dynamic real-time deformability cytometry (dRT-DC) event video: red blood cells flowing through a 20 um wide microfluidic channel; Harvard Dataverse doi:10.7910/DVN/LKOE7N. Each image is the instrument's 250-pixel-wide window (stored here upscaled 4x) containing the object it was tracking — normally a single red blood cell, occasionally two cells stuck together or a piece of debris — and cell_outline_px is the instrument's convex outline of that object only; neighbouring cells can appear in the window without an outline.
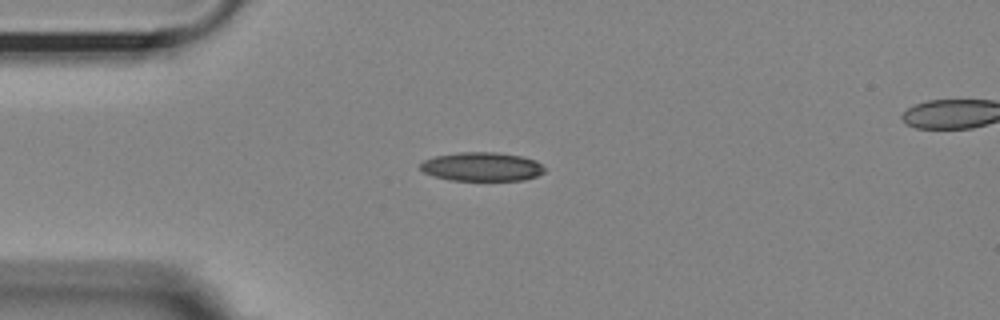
{"species": "Egyptian fruit bat (a non-hibernating species)", "species_latin": "Rousettus aegyptiacus", "temperature_condition": "room temperature", "stored_images_in_passage": 34, "camera_frame_rate_fps": 3000, "um_per_image_px": 0.085, "animal": {"sex": "female"}, "frame": {"image": 1, "passage_image": 1, "time_ms": 0.0, "image_size_px": [1000, 320], "cell_outline_px": [[544, 172], [536, 176], [524, 180], [452, 180], [436, 176], [424, 172], [420, 168], [420, 164], [424, 160], [436, 156], [460, 152], [496, 152], [520, 156], [536, 160], [544, 168]], "centroid_in_image_um": [40.97, 14.16], "position_along_channel_um": 44.0, "area_um2": 20.63}}
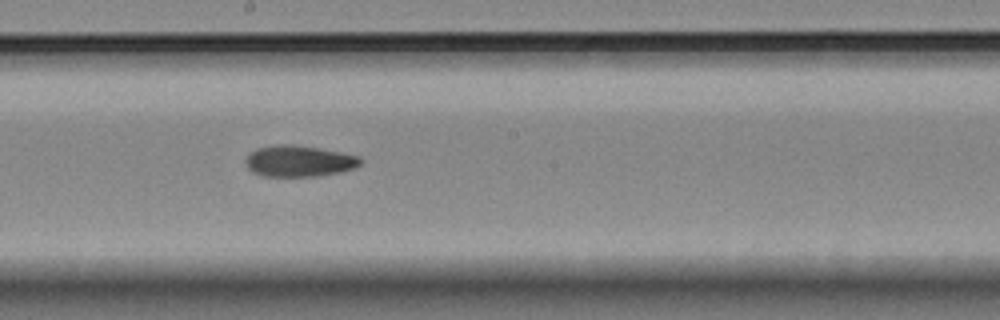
{"frame": {"image": 2, "passage_image": 17, "time_ms": 5.333, "image_size_px": [1000, 320], "cell_outline_px": [[364, 160], [356, 168], [340, 172], [316, 176], [264, 176], [252, 172], [248, 168], [244, 160], [256, 148], [276, 144], [292, 144], [340, 152], [360, 156]], "centroid_in_image_um": [25.43, 13.69], "position_along_channel_um": 222.8, "area_um2": 20.92}}
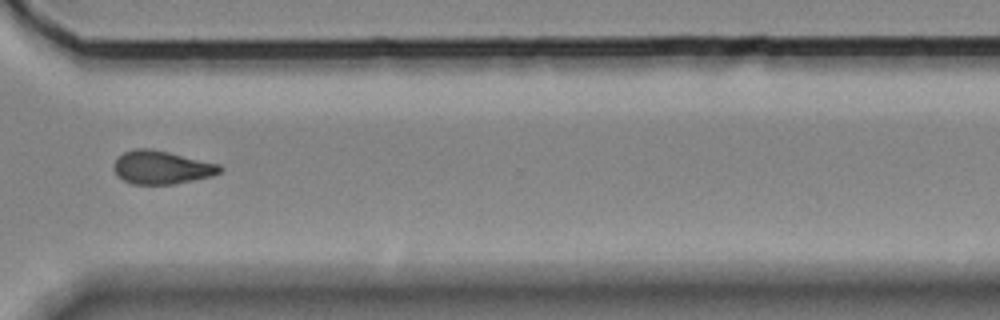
{"frame": {"image": 3, "passage_image": 28, "time_ms": 9.0, "image_size_px": [1000, 320], "cell_outline_px": [[224, 168], [220, 172], [212, 176], [172, 184], [132, 184], [116, 176], [112, 168], [112, 164], [116, 156], [124, 152], [136, 148], [152, 148], [220, 164]], "centroid_in_image_um": [13.69, 14.22], "position_along_channel_um": 356.9, "area_um2": 20.87}, "authors_computed_cell_mechanics": {"area_um2": 20.8658, "velocity_mm_per_s": 3.6561, "shape_relaxation_time_tau1_ms": null, "shape_relaxation_time_tau2_ms": 5.6132, "deformation_change_tau1": null, "deformation_change_tau2": 0.1264}}